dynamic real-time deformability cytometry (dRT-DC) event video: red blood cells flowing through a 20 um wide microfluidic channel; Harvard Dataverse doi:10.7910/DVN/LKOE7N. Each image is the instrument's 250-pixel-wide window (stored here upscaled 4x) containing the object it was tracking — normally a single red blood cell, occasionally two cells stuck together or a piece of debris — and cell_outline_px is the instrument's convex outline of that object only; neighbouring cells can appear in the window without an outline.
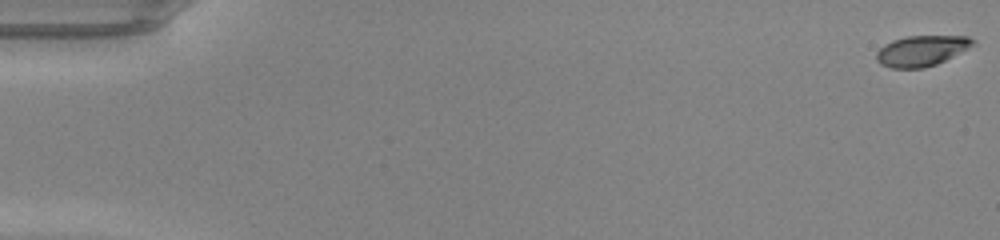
{"species": "common noctule bat (a hibernating species)", "species_latin": "Nyctalus noctula", "temperature_condition": "warm", "stored_images_in_passage": 49, "camera_frame_rate_fps": 3000, "um_per_image_px": 0.085, "animal": {"sex": "male", "body_mass_g": 20.0, "forearm_length_mm": 53.3}, "frame": {"image": 1, "passage_image": 1, "time_ms": 0.0, "image_size_px": [1000, 240], "cell_outline_px": [[976, 44], [936, 64], [924, 68], [892, 68], [880, 64], [876, 60], [876, 52], [884, 44], [892, 40], [908, 36], [968, 36], [976, 40]], "centroid_in_image_um": [78.32, 4.31], "position_along_channel_um": 6.7, "area_um2": 17.17}}
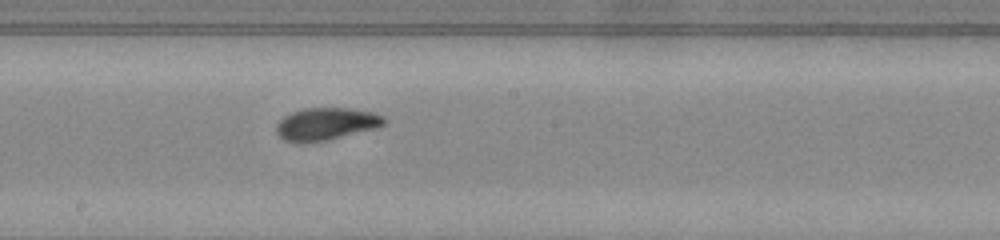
{"frame": {"image": 2, "passage_image": 28, "time_ms": 9.0, "image_size_px": [1000, 240], "cell_outline_px": [[388, 120], [384, 124], [372, 128], [328, 140], [304, 144], [296, 144], [284, 140], [276, 132], [276, 124], [284, 116], [292, 112], [304, 108], [352, 108], [372, 112], [384, 116]], "centroid_in_image_um": [27.67, 10.54], "position_along_channel_um": 220.5, "area_um2": 20.46}}
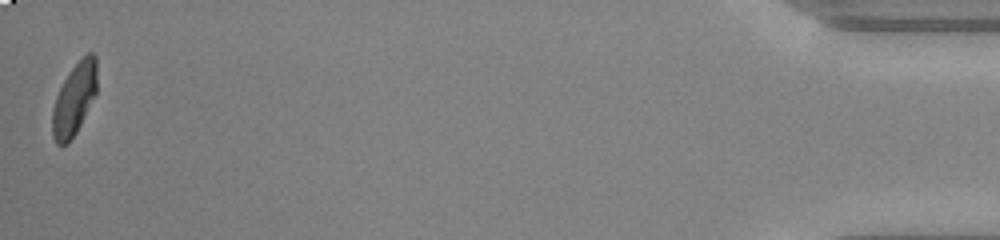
{"frame": {"image": 3, "passage_image": 49, "time_ms": 16.0, "image_size_px": [1000, 240], "cell_outline_px": [[96, 92], [76, 132], [68, 144], [60, 148], [56, 144], [52, 136], [52, 108], [56, 96], [64, 80], [72, 68], [88, 52], [92, 52], [96, 56]], "centroid_in_image_um": [6.28, 8.48], "position_along_channel_um": 428.9, "area_um2": 18.55}, "authors_computed_cell_mechanics": {"area_um2": 19.3052, "velocity_mm_per_s": 4.2681, "shape_relaxation_time_tau1_ms": 5.7031, "shape_relaxation_time_tau2_ms": 1.1708, "deformation_change_tau1": 0.2102, "deformation_change_tau2": 0.0597}}